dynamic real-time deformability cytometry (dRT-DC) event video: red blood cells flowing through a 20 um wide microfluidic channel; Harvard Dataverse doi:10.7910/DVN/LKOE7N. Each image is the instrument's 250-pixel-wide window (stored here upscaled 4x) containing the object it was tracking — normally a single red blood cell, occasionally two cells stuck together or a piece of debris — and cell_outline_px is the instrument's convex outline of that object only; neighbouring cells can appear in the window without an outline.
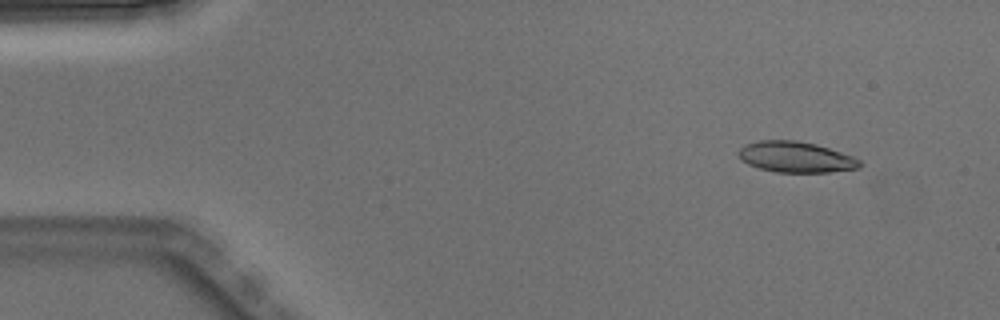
{"species": "Egyptian fruit bat (a non-hibernating species)", "species_latin": "Rousettus aegyptiacus", "temperature_condition": "warm", "stored_images_in_passage": 6, "camera_frame_rate_fps": 3000, "um_per_image_px": 0.085, "animal": {"sex": "male"}, "frame": {"image": 1, "passage_image": 2, "time_ms": 0.333, "image_size_px": [1000, 320], "cell_outline_px": [[864, 164], [860, 168], [828, 172], [776, 172], [760, 168], [748, 164], [740, 160], [736, 156], [736, 152], [744, 144], [760, 140], [796, 140], [816, 144], [852, 156], [860, 160]], "centroid_in_image_um": [67.6, 13.34], "position_along_channel_um": 17.4, "area_um2": 21.96}}
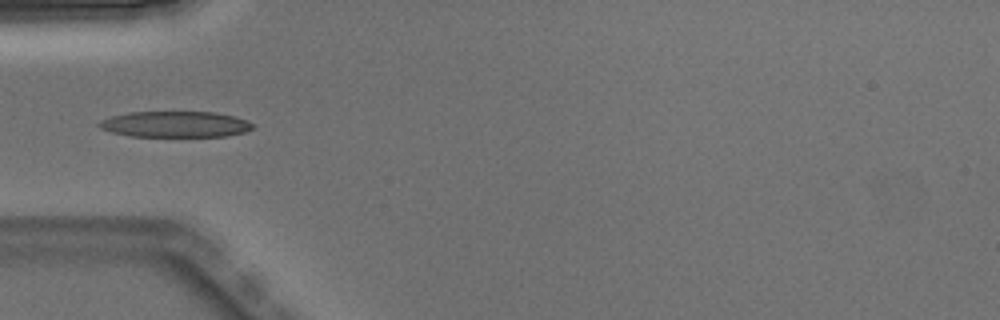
{"frame": {"image": 2, "passage_image": 5, "time_ms": 1.333, "image_size_px": [1000, 320], "cell_outline_px": [[256, 128], [244, 132], [228, 136], [132, 136], [112, 132], [100, 128], [96, 124], [100, 120], [112, 116], [128, 112], [216, 112], [236, 116], [248, 120]], "centroid_in_image_um": [14.93, 10.55], "position_along_channel_um": 70.1, "area_um2": 23.35}}